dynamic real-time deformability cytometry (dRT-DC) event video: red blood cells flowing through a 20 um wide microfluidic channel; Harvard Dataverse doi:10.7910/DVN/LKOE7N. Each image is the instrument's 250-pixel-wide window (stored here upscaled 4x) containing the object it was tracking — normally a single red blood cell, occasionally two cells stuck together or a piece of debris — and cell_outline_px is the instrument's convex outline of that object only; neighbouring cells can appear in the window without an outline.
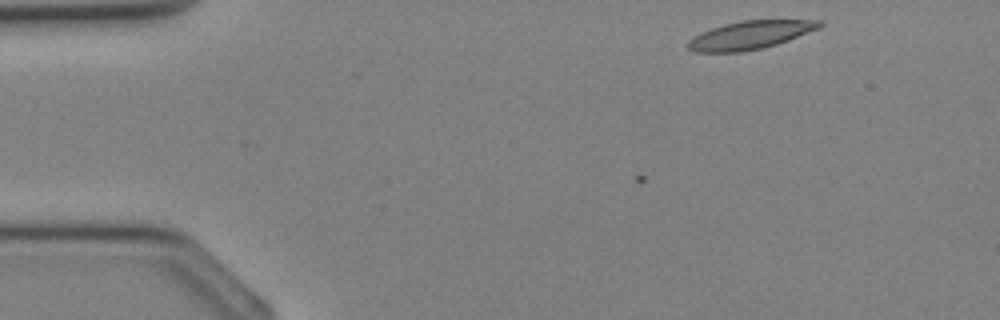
{"species": "Egyptian fruit bat (a non-hibernating species)", "species_latin": "Rousettus aegyptiacus", "temperature_condition": "cold", "stored_images_in_passage": 3, "camera_frame_rate_fps": 3000, "um_per_image_px": 0.085, "animal": {"sex": "female"}, "frame": {"image": 1, "passage_image": 1, "time_ms": 0.0, "image_size_px": [1000, 320], "cell_outline_px": [[824, 24], [820, 28], [788, 40], [764, 48], [740, 52], [696, 52], [688, 48], [688, 40], [700, 32], [724, 24], [740, 20], [820, 20]], "centroid_in_image_um": [63.76, 2.97], "position_along_channel_um": 21.2, "area_um2": 21.62}}